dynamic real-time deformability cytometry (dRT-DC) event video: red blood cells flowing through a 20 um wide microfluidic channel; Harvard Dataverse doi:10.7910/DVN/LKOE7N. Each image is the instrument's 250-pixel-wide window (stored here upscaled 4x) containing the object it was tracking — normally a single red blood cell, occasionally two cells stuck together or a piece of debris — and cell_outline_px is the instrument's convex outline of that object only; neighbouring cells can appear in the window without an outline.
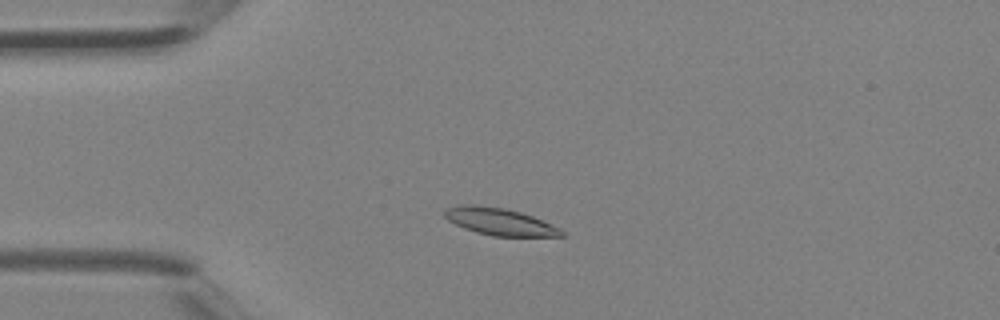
{"species": "Egyptian fruit bat (a non-hibernating species)", "species_latin": "Rousettus aegyptiacus", "temperature_condition": "room temperature", "stored_images_in_passage": 3, "camera_frame_rate_fps": 3000, "um_per_image_px": 0.085, "animal": {"sex": "female"}, "frame": {"image": 1, "passage_image": 3, "time_ms": 0.667, "image_size_px": [1000, 320], "cell_outline_px": [[568, 236], [492, 236], [476, 232], [464, 228], [448, 220], [444, 216], [444, 212], [448, 208], [460, 204], [476, 204], [504, 208], [520, 212], [532, 216], [560, 228]], "centroid_in_image_um": [42.47, 18.83], "position_along_channel_um": 42.5, "area_um2": 18.44}}